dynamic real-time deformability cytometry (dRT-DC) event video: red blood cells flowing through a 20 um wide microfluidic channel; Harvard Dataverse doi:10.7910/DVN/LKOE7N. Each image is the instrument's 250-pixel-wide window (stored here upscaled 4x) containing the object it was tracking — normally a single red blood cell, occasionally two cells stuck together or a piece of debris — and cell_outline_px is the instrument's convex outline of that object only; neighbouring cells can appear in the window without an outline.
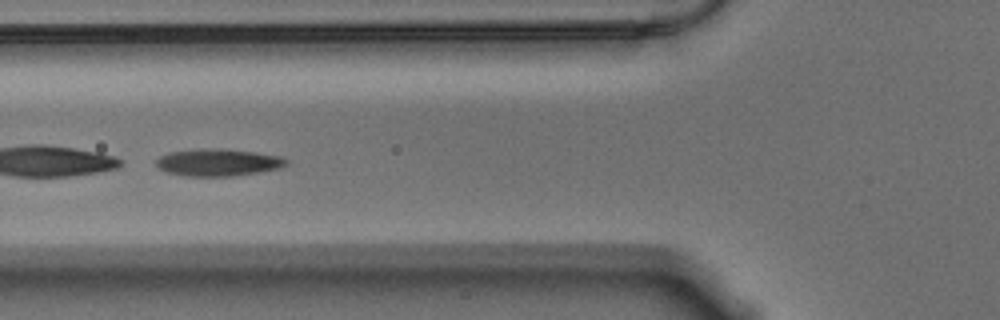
{"species": "Egyptian fruit bat (a non-hibernating species)", "species_latin": "Rousettus aegyptiacus", "temperature_condition": "warm", "stored_images_in_passage": 45, "camera_frame_rate_fps": 3000, "um_per_image_px": 0.085, "animal": {"sex": "male"}, "frame": {"image": 1, "passage_image": 13, "time_ms": 4.0, "image_size_px": [1000, 320], "cell_outline_px": [[288, 164], [280, 168], [260, 172], [232, 176], [184, 176], [168, 172], [160, 168], [156, 164], [156, 160], [160, 156], [168, 152], [200, 148], [220, 148], [256, 152], [284, 156], [288, 160]], "centroid_in_image_um": [18.58, 13.79], "position_along_channel_um": 107.2, "area_um2": 20.87}}
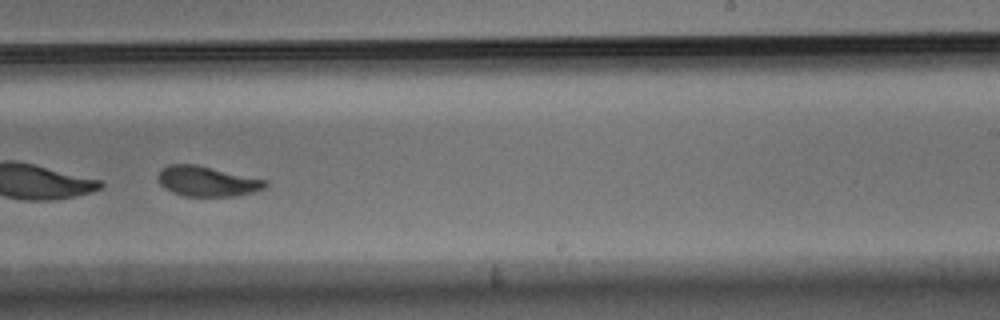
{"frame": {"image": 2, "passage_image": 27, "time_ms": 8.667, "image_size_px": [1000, 320], "cell_outline_px": [[268, 184], [264, 188], [252, 192], [236, 196], [184, 196], [172, 192], [164, 188], [160, 184], [156, 176], [160, 168], [168, 164], [196, 164], [268, 180]], "centroid_in_image_um": [17.57, 15.4], "position_along_channel_um": 271.4, "area_um2": 19.07}}
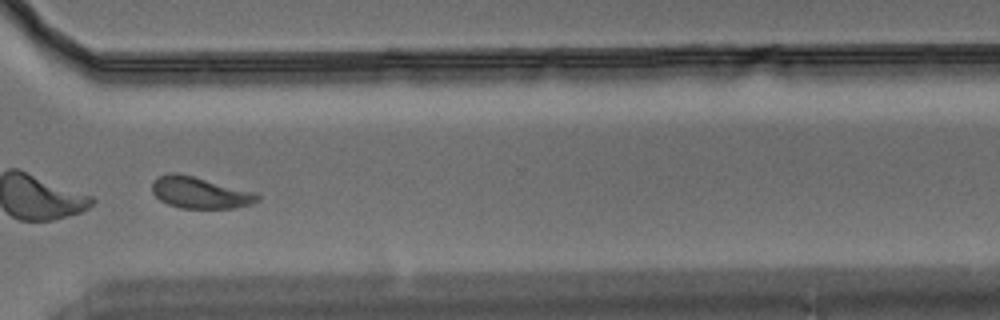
{"frame": {"image": 3, "passage_image": 34, "time_ms": 11.0, "image_size_px": [1000, 320], "cell_outline_px": [[260, 200], [252, 204], [232, 208], [180, 208], [168, 204], [160, 200], [152, 192], [152, 180], [168, 172], [176, 172], [256, 192], [260, 196]], "centroid_in_image_um": [16.99, 16.37], "position_along_channel_um": 353.6, "area_um2": 19.36}, "authors_computed_cell_mechanics": {"area_um2": 19.9988, "velocity_mm_per_s": 3.5223, "shape_relaxation_time_tau1_ms": 3.2843, "shape_relaxation_time_tau2_ms": 1.4935, "deformation_change_tau1": 0.1457, "deformation_change_tau2": 0.07}}